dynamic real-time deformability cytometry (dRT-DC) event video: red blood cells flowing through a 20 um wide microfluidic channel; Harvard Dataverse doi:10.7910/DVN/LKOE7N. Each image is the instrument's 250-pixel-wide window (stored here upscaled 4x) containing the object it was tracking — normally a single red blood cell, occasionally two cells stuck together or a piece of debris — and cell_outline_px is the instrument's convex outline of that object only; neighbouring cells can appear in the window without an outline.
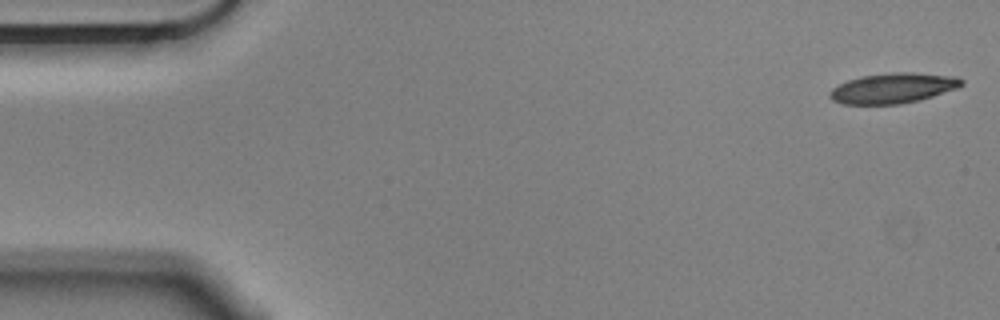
{"species": "Egyptian fruit bat (a non-hibernating species)", "species_latin": "Rousettus aegyptiacus", "temperature_condition": "cold", "stored_images_in_passage": 13, "camera_frame_rate_fps": 3000, "um_per_image_px": 0.085, "animal": {"sex": "male"}, "frame": {"image": 1, "passage_image": 1, "time_ms": 0.0, "image_size_px": [1000, 320], "cell_outline_px": [[964, 84], [956, 88], [920, 100], [900, 104], [844, 104], [832, 100], [828, 96], [828, 92], [832, 88], [848, 80], [864, 76], [892, 72], [912, 72], [960, 76], [964, 80]], "centroid_in_image_um": [75.93, 7.48], "position_along_channel_um": 9.1, "area_um2": 23.29}}
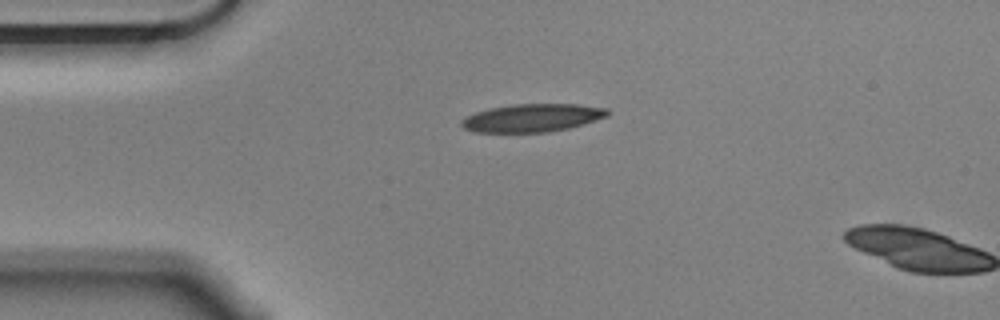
{"frame": {"image": 2, "passage_image": 12, "time_ms": 3.667, "image_size_px": [1000, 320], "cell_outline_px": [[608, 116], [584, 124], [568, 128], [548, 132], [472, 132], [464, 128], [460, 124], [460, 120], [464, 116], [488, 108], [512, 104], [580, 104], [608, 108]], "centroid_in_image_um": [45.21, 10.01], "position_along_channel_um": 39.8, "area_um2": 24.04}}